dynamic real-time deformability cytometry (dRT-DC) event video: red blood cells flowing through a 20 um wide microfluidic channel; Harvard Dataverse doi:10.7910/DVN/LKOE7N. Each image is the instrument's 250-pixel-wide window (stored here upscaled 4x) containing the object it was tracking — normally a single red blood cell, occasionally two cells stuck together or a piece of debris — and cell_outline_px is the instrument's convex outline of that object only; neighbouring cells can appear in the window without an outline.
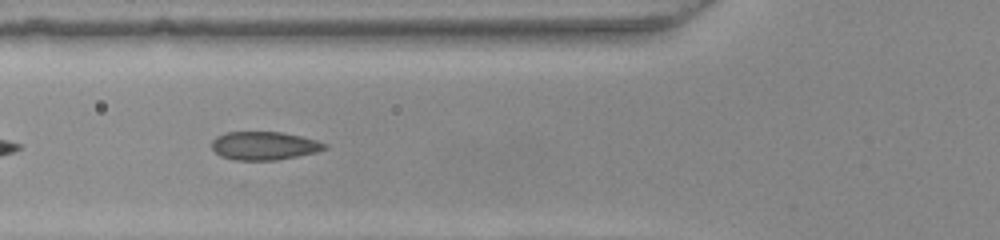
{"species": "common noctule bat (a hibernating species)", "species_latin": "Nyctalus noctula", "temperature_condition": "warm", "stored_images_in_passage": 11, "camera_frame_rate_fps": 3000, "um_per_image_px": 0.085, "animal": {"sex": "female", "body_mass_g": 22.0, "forearm_length_mm": 56.7}, "frame": {"image": 1, "passage_image": 7, "time_ms": 2.0, "image_size_px": [1000, 240], "cell_outline_px": [[328, 148], [316, 152], [276, 160], [236, 160], [220, 156], [212, 148], [212, 140], [216, 136], [224, 132], [280, 132], [300, 136], [316, 140], [328, 144]], "centroid_in_image_um": [22.44, 12.38], "position_along_channel_um": 103.4, "area_um2": 18.61}}